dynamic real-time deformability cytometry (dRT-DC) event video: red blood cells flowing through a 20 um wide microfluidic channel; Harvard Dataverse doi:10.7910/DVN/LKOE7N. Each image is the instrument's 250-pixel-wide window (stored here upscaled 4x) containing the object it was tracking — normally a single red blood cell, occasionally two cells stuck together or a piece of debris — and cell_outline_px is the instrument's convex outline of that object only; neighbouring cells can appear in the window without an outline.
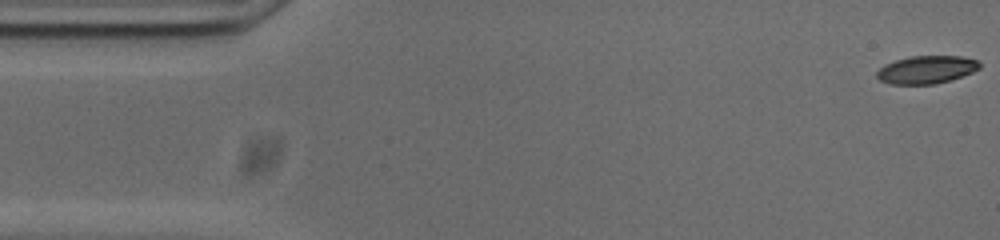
{"species": "common noctule bat (a hibernating species)", "species_latin": "Nyctalus noctula", "temperature_condition": "cold", "stored_images_in_passage": 54, "camera_frame_rate_fps": 3000, "um_per_image_px": 0.085, "animal": {"sex": "male", "body_mass_g": 20.0, "forearm_length_mm": 53.3}, "frame": {"image": 1, "passage_image": 1, "time_ms": 0.0, "image_size_px": [1000, 240], "cell_outline_px": [[980, 68], [972, 72], [936, 84], [892, 84], [880, 80], [876, 76], [876, 72], [884, 64], [896, 60], [912, 56], [960, 56], [976, 60], [980, 64]], "centroid_in_image_um": [78.72, 5.92], "position_along_channel_um": 6.3, "area_um2": 16.47}}
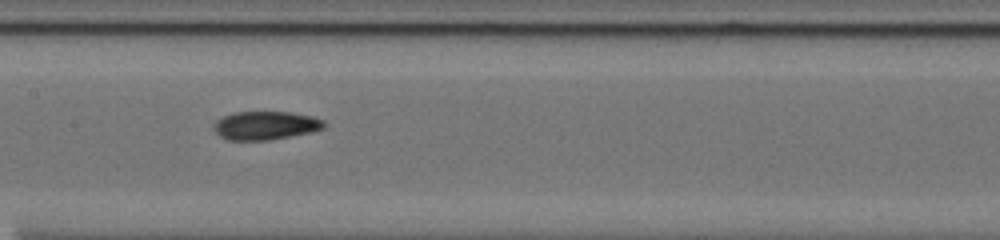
{"frame": {"image": 2, "passage_image": 25, "time_ms": 8.0, "image_size_px": [1000, 240], "cell_outline_px": [[328, 124], [324, 128], [312, 132], [268, 140], [228, 140], [220, 136], [212, 128], [212, 124], [216, 120], [232, 112], [292, 112], [312, 116], [324, 120]], "centroid_in_image_um": [22.57, 10.66], "position_along_channel_um": 184.8, "area_um2": 18.5}}
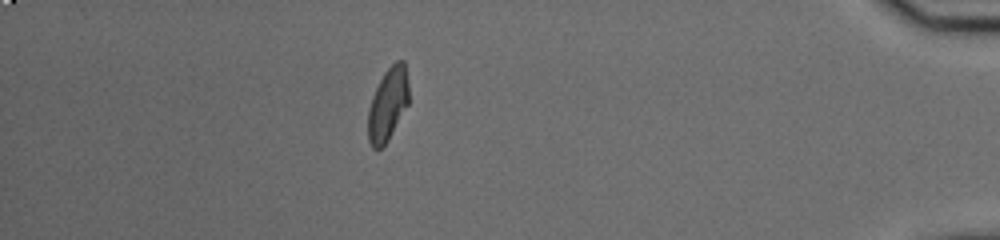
{"frame": {"image": 3, "passage_image": 47, "time_ms": 15.333, "image_size_px": [1000, 240], "cell_outline_px": [[408, 104], [388, 140], [380, 148], [372, 148], [368, 140], [368, 108], [372, 96], [384, 72], [396, 60], [404, 60], [408, 84]], "centroid_in_image_um": [32.95, 8.85], "position_along_channel_um": 402.2, "area_um2": 17.17}, "authors_computed_cell_mechanics": {"area_um2": 18.0336, "velocity_mm_per_s": 3.737, "shape_relaxation_time_tau1_ms": 4.362, "shape_relaxation_time_tau2_ms": 2.8032, "deformation_change_tau1": 0.1503, "deformation_change_tau2": 0.0733}}